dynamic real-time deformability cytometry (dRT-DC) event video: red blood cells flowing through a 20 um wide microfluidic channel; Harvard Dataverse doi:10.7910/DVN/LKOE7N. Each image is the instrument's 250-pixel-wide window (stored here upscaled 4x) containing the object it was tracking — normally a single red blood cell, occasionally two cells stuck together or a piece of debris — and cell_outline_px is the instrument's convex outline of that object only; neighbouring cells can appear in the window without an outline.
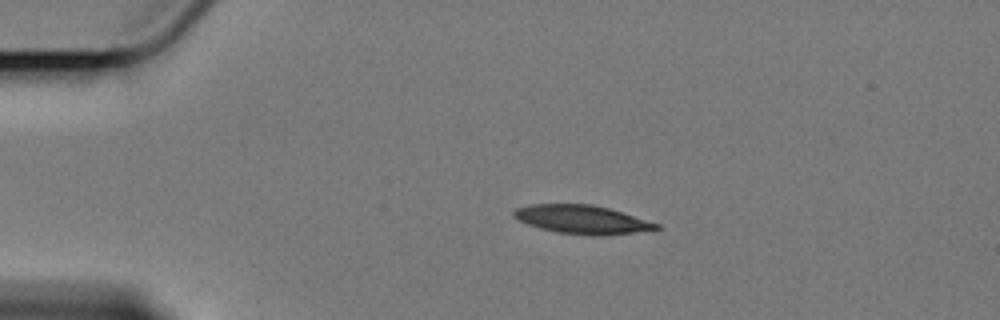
{"species": "Egyptian fruit bat (a non-hibernating species)", "species_latin": "Rousettus aegyptiacus", "temperature_condition": "cold", "stored_images_in_passage": 18, "camera_frame_rate_fps": 3000, "um_per_image_px": 0.085, "animal": {"sex": "female"}, "frame": {"image": 1, "passage_image": 12, "time_ms": 3.667, "image_size_px": [1000, 320], "cell_outline_px": [[660, 228], [652, 232], [604, 236], [588, 236], [556, 232], [540, 228], [516, 220], [512, 216], [512, 212], [516, 208], [528, 204], [592, 204], [608, 208], [660, 224]], "centroid_in_image_um": [49.51, 18.68], "position_along_channel_um": 35.5, "area_um2": 24.33}}